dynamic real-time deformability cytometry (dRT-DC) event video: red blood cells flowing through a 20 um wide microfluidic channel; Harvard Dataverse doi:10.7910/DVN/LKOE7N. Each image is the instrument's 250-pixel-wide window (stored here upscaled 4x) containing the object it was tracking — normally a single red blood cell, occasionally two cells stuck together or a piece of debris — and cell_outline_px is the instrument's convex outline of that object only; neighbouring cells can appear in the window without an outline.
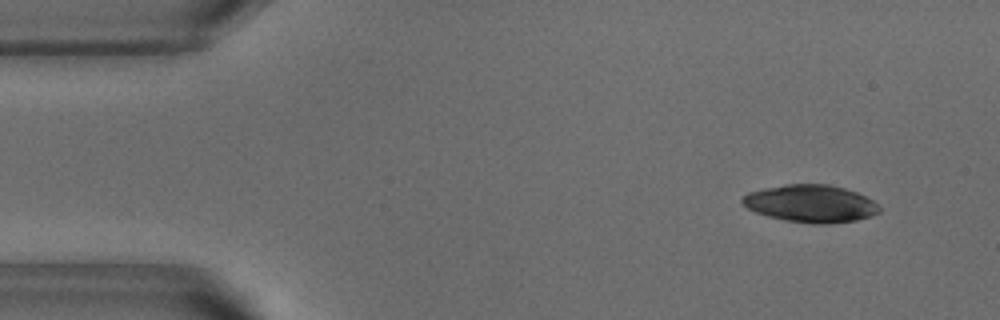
{"species": "common noctule bat (a hibernating species)", "species_latin": "Nyctalus noctula", "temperature_condition": "warm", "stored_images_in_passage": 29, "camera_frame_rate_fps": 3000, "um_per_image_px": 0.085, "animal": {"sex": "male", "body_mass_g": 18.8}, "frame": {"image": 1, "passage_image": 1, "time_ms": 0.0, "image_size_px": [1000, 320], "cell_outline_px": [[880, 212], [872, 216], [856, 220], [828, 224], [812, 224], [784, 220], [768, 216], [756, 212], [748, 208], [740, 200], [748, 192], [764, 188], [784, 184], [828, 184], [844, 188], [856, 192], [872, 200], [880, 208]], "centroid_in_image_um": [68.91, 17.31], "position_along_channel_um": 16.1, "area_um2": 29.88}}
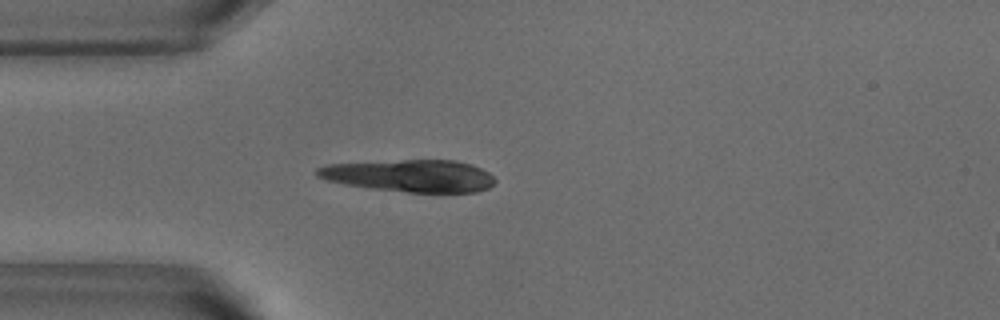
{"frame": {"image": 2, "passage_image": 10, "time_ms": 3.0, "image_size_px": [1000, 320], "cell_outline_px": [[496, 180], [488, 188], [476, 192], [408, 192], [368, 188], [344, 184], [324, 180], [316, 176], [316, 168], [324, 164], [400, 160], [456, 160], [472, 164], [488, 172]], "centroid_in_image_um": [34.81, 14.93], "position_along_channel_um": 50.2, "area_um2": 33.58}}